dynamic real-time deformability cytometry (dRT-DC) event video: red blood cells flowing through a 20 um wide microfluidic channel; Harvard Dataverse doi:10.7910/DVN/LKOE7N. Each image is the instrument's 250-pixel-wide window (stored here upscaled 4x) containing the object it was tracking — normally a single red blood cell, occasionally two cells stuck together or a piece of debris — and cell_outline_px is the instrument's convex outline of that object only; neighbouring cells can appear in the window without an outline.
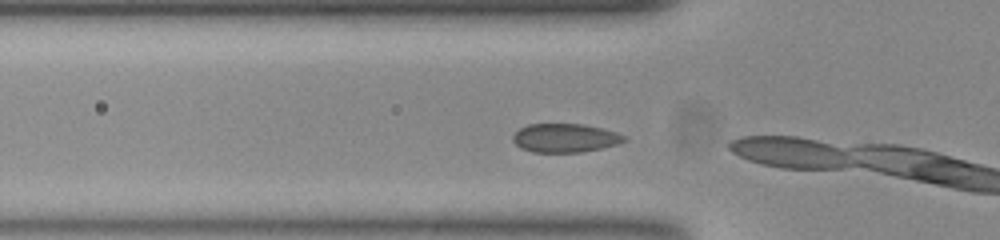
{"species": "common noctule bat (a hibernating species)", "species_latin": "Nyctalus noctula", "temperature_condition": "room temperature", "stored_images_in_passage": 3, "camera_frame_rate_fps": 3000, "um_per_image_px": 0.085, "animal": {"sex": "female", "body_mass_g": 23.0, "forearm_length_mm": 53.4}, "frame": {"image": 1, "passage_image": 2, "time_ms": 0.333, "image_size_px": [1000, 240], "cell_outline_px": [[628, 140], [616, 144], [600, 148], [580, 152], [532, 152], [520, 148], [512, 140], [512, 136], [520, 128], [528, 124], [584, 124], [616, 132], [624, 136]], "centroid_in_image_um": [47.99, 11.72], "position_along_channel_um": 77.8, "area_um2": 18.5}}